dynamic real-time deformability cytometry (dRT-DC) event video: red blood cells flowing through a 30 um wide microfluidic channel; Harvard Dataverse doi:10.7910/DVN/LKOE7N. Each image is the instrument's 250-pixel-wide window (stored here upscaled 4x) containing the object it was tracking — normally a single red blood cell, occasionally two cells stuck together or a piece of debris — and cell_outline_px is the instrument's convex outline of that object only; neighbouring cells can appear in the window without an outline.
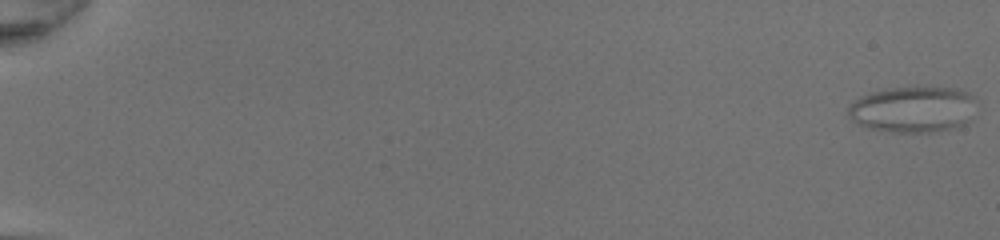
{"species": "common noctule bat (a hibernating species)", "species_latin": "Nyctalus noctula", "temperature_condition": "room temperature", "stored_images_in_passage": 51, "camera_frame_rate_fps": 3000, "um_per_image_px": 0.085, "animal": {"sex": "female", "body_mass_g": 20.0, "forearm_length_mm": 54.0}, "frame": {"image": 1, "passage_image": 1, "time_ms": 0.0, "image_size_px": [1000, 240], "cell_outline_px": [[980, 100], [972, 120], [968, 124], [960, 128], [932, 132], [888, 132], [868, 128], [852, 120], [848, 116], [848, 104], [860, 96], [872, 92], [888, 88], [956, 88], [968, 92], [976, 96]], "centroid_in_image_um": [77.71, 9.31], "position_along_channel_um": 7.3, "area_um2": 35.43}}
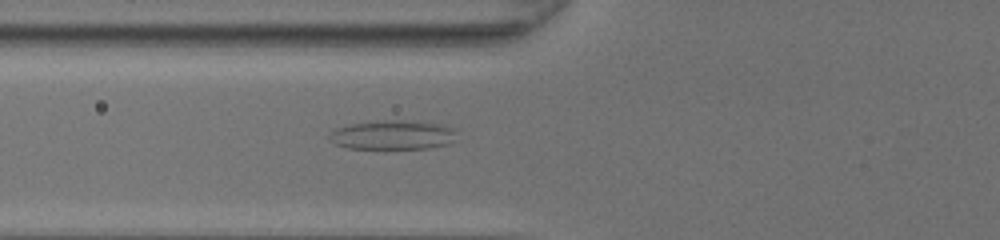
{"frame": {"image": 2, "passage_image": 22, "time_ms": 7.0, "image_size_px": [1000, 240], "cell_outline_px": [[456, 132], [452, 140], [448, 144], [428, 148], [348, 148], [336, 144], [328, 140], [328, 136], [336, 128], [348, 124], [376, 120], [416, 120], [444, 124], [456, 128]], "centroid_in_image_um": [33.39, 11.44], "position_along_channel_um": 92.4, "area_um2": 22.02}}
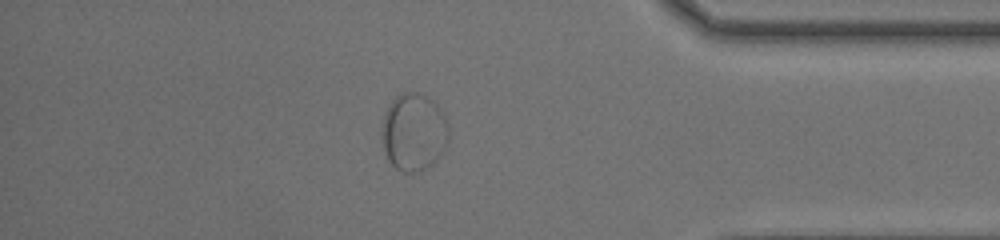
{"frame": {"image": 3, "passage_image": 45, "time_ms": 14.667, "image_size_px": [1000, 240], "cell_outline_px": [[448, 140], [444, 152], [428, 168], [420, 172], [404, 172], [396, 168], [388, 160], [380, 136], [380, 124], [384, 112], [392, 100], [396, 96], [404, 92], [416, 92], [428, 96], [440, 108], [448, 124]], "centroid_in_image_um": [35.15, 11.23], "position_along_channel_um": 400.1, "area_um2": 30.81}}